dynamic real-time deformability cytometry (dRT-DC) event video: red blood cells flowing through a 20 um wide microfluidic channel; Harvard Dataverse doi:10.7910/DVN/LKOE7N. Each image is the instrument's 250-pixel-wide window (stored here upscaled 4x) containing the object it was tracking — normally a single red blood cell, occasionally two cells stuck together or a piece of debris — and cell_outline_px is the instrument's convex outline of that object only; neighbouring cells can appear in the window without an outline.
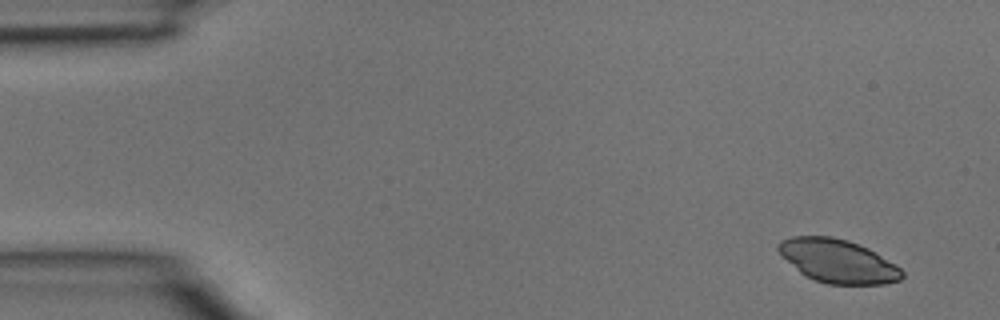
{"species": "common noctule bat (a hibernating species)", "species_latin": "Nyctalus noctula", "temperature_condition": "room temperature", "stored_images_in_passage": 4, "camera_frame_rate_fps": 3000, "um_per_image_px": 0.085, "animal": {"sex": "male", "body_mass_g": 15.6}, "frame": {"image": 1, "passage_image": 1, "time_ms": 0.0, "image_size_px": [1000, 320], "cell_outline_px": [[904, 276], [900, 280], [884, 284], [828, 284], [804, 276], [776, 248], [776, 244], [780, 240], [792, 236], [832, 236], [848, 240], [868, 248], [876, 252], [896, 264], [904, 272]], "centroid_in_image_um": [71.24, 22.18], "position_along_channel_um": 13.8, "area_um2": 31.27}}